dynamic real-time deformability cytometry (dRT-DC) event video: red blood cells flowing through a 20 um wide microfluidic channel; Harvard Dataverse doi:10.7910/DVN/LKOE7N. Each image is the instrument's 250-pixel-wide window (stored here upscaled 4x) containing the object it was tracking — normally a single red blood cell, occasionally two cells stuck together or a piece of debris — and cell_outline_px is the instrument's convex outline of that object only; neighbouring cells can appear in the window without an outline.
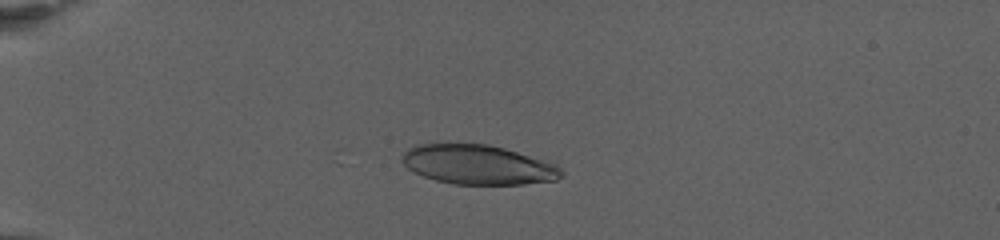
{"species": "human", "species_latin": "Homo sapiens", "temperature_condition": "warm", "stored_images_in_passage": 62, "camera_frame_rate_fps": 3000, "um_per_image_px": 0.085, "donor": {"sex": "female"}, "frame": {"image": 1, "passage_image": 22, "time_ms": 7.0, "image_size_px": [1000, 240], "cell_outline_px": [[564, 176], [556, 180], [524, 184], [452, 184], [436, 180], [424, 176], [408, 168], [400, 160], [404, 152], [408, 148], [420, 144], [488, 144], [504, 148], [552, 164], [560, 168], [564, 172]], "centroid_in_image_um": [40.61, 14.01], "position_along_channel_um": 44.4, "area_um2": 36.18}}
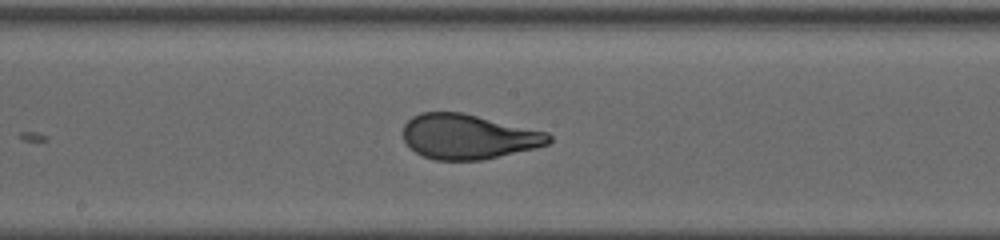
{"frame": {"image": 2, "passage_image": 44, "time_ms": 14.333, "image_size_px": [1000, 240], "cell_outline_px": [[552, 140], [548, 144], [536, 148], [484, 160], [436, 160], [424, 156], [416, 152], [404, 140], [404, 124], [412, 116], [420, 112], [460, 112], [548, 132], [552, 136]], "centroid_in_image_um": [39.83, 11.62], "position_along_channel_um": 208.4, "area_um2": 38.03}}
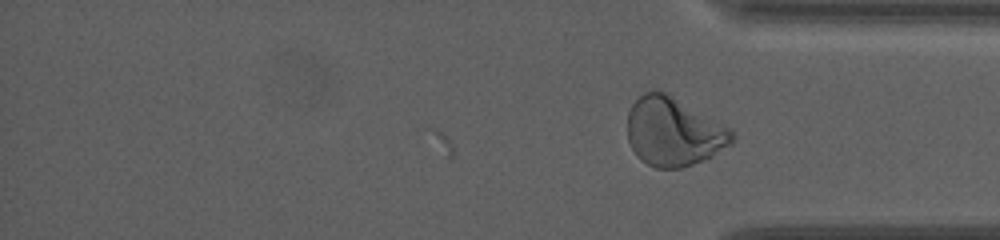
{"frame": {"image": 3, "passage_image": 62, "time_ms": 20.333, "image_size_px": [1000, 240], "cell_outline_px": [[736, 136], [732, 144], [712, 156], [692, 164], [680, 168], [656, 168], [640, 160], [636, 156], [628, 140], [628, 112], [632, 104], [644, 92], [652, 88], [656, 88], [664, 92], [732, 128]], "centroid_in_image_um": [57.26, 11.19], "position_along_channel_um": 377.9, "area_um2": 42.02}, "authors_computed_cell_mechanics": {"area_um2": 38.8994, "velocity_mm_per_s": 2.8489, "shape_relaxation_time_tau1_ms": 7.1196, "shape_relaxation_time_tau2_ms": null, "deformation_change_tau1": 0.2348, "deformation_change_tau2": null}}